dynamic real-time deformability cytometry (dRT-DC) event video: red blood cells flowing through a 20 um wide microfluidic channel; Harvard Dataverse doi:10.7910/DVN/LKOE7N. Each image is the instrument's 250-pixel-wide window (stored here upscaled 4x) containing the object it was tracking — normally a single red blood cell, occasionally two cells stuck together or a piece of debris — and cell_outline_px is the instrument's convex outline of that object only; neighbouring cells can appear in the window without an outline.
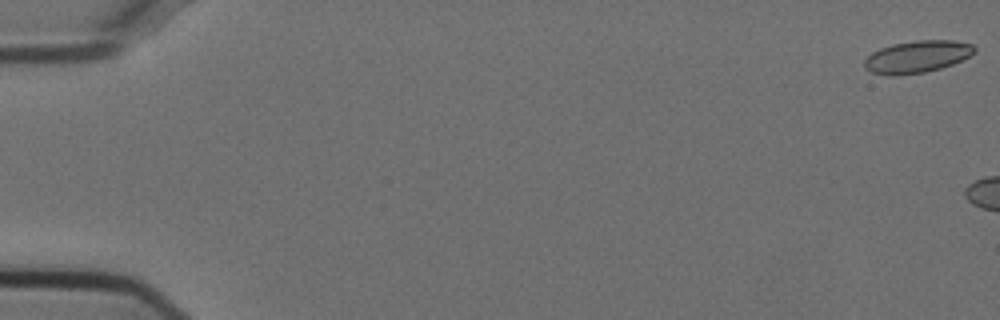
{"species": "Egyptian fruit bat (a non-hibernating species)", "species_latin": "Rousettus aegyptiacus", "temperature_condition": "cold", "stored_images_in_passage": 5, "camera_frame_rate_fps": 3000, "um_per_image_px": 0.085, "animal": {"sex": "female"}, "frame": {"image": 1, "passage_image": 1, "time_ms": 0.0, "image_size_px": [1000, 320], "cell_outline_px": [[976, 52], [952, 64], [940, 68], [924, 72], [892, 76], [888, 76], [872, 72], [864, 68], [864, 60], [872, 52], [880, 48], [892, 44], [916, 40], [952, 40], [972, 44], [976, 48]], "centroid_in_image_um": [77.93, 4.82], "position_along_channel_um": 7.1, "area_um2": 20.58}}